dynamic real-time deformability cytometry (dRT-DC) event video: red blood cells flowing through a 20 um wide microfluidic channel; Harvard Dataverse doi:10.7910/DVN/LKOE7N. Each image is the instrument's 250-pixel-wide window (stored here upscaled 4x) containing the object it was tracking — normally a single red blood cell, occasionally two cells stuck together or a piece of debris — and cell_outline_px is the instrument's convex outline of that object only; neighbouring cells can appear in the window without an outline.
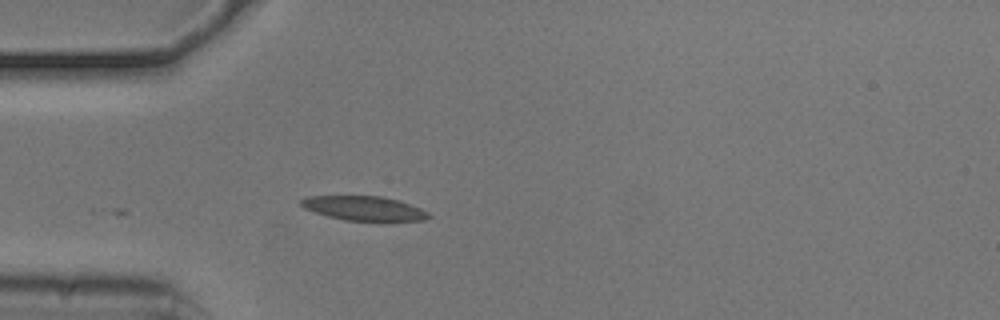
{"species": "common noctule bat (a hibernating species)", "species_latin": "Nyctalus noctula", "temperature_condition": "cold", "stored_images_in_passage": 17, "camera_frame_rate_fps": 3000, "um_per_image_px": 0.085, "animal": {"sex": "male", "body_mass_g": 20.5, "forearm_length_mm": 52.5}, "frame": {"image": 1, "passage_image": 1, "time_ms": 0.0, "image_size_px": [1000, 320], "cell_outline_px": [[432, 216], [424, 220], [384, 224], [344, 220], [328, 216], [304, 208], [300, 204], [300, 200], [308, 196], [380, 196], [400, 200], [420, 208], [428, 212]], "centroid_in_image_um": [31.04, 17.76], "position_along_channel_um": 54.0, "area_um2": 19.02}}
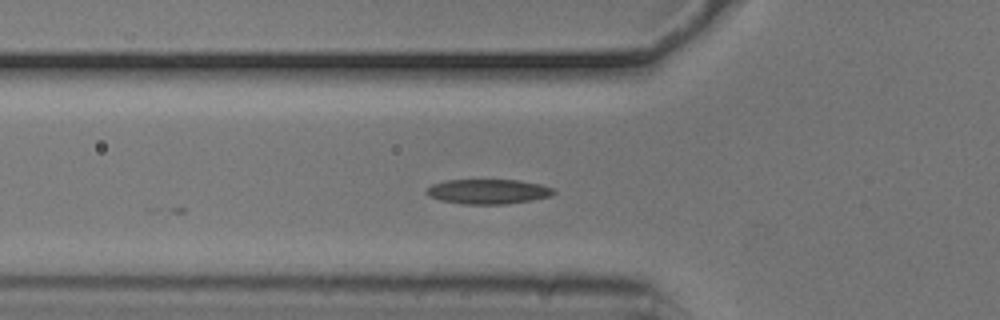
{"frame": {"image": 2, "passage_image": 4, "time_ms": 1.0, "image_size_px": [1000, 320], "cell_outline_px": [[556, 192], [552, 196], [532, 200], [504, 204], [464, 204], [440, 200], [428, 196], [424, 192], [432, 184], [444, 180], [520, 180], [540, 184], [556, 188]], "centroid_in_image_um": [41.51, 16.28], "position_along_channel_um": 84.3, "area_um2": 18.55}}
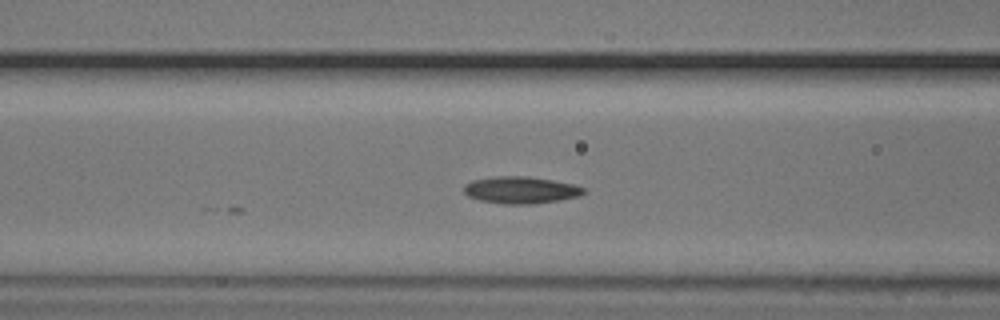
{"frame": {"image": 3, "passage_image": 7, "time_ms": 2.0, "image_size_px": [1000, 320], "cell_outline_px": [[588, 192], [580, 196], [560, 200], [532, 204], [504, 204], [480, 200], [468, 196], [464, 192], [464, 184], [472, 180], [492, 176], [528, 176], [576, 184], [584, 188]], "centroid_in_image_um": [44.29, 16.14], "position_along_channel_um": 122.3, "area_um2": 19.07}}